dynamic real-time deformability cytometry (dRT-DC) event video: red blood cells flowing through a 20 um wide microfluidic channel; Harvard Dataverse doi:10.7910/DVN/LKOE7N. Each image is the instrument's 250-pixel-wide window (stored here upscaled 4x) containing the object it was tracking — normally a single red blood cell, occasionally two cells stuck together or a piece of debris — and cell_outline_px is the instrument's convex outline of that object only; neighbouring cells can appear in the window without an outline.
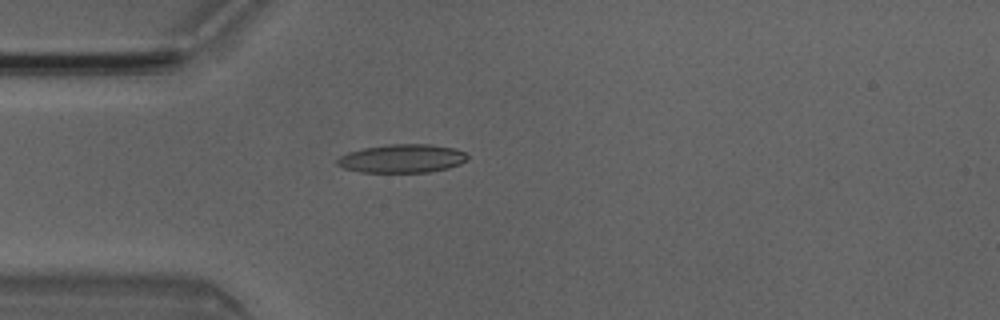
{"species": "Egyptian fruit bat (a non-hibernating species)", "species_latin": "Rousettus aegyptiacus", "temperature_condition": "room temperature", "stored_images_in_passage": 4, "camera_frame_rate_fps": 3000, "um_per_image_px": 0.085, "animal": {"sex": "male"}, "frame": {"image": 1, "passage_image": 4, "time_ms": 1.0, "image_size_px": [1000, 320], "cell_outline_px": [[468, 156], [460, 164], [448, 168], [428, 172], [360, 172], [344, 168], [336, 164], [336, 160], [340, 156], [348, 152], [364, 148], [388, 144], [432, 144], [456, 148], [464, 152]], "centroid_in_image_um": [34.17, 13.47], "position_along_channel_um": 50.8, "area_um2": 21.62}}